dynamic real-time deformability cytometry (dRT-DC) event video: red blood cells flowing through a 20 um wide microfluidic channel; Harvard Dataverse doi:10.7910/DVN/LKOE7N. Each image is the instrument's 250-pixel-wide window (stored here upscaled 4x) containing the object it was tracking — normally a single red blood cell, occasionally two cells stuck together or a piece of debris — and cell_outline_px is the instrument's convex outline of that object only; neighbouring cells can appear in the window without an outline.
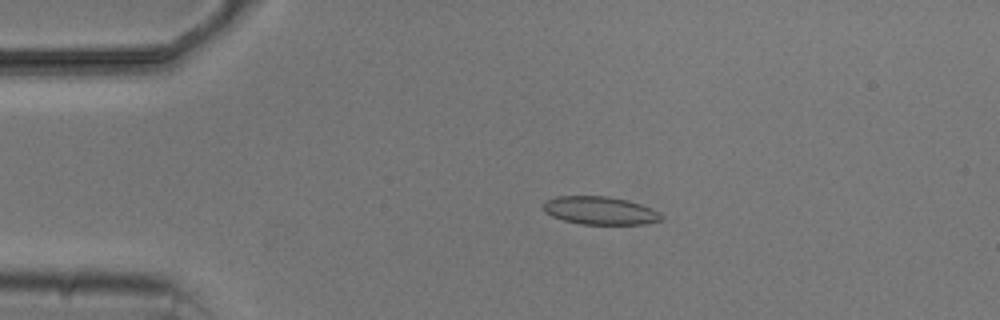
{"species": "common noctule bat (a hibernating species)", "species_latin": "Nyctalus noctula", "temperature_condition": "cold", "stored_images_in_passage": 5, "camera_frame_rate_fps": 3000, "um_per_image_px": 0.085, "animal": {"sex": "male", "body_mass_g": 20.5, "forearm_length_mm": 52.5}, "frame": {"image": 1, "passage_image": 3, "time_ms": 2.333, "image_size_px": [1000, 320], "cell_outline_px": [[664, 220], [644, 224], [580, 224], [564, 220], [552, 216], [544, 212], [544, 200], [556, 196], [608, 196], [628, 200], [652, 208], [660, 212], [664, 216]], "centroid_in_image_um": [51.03, 17.89], "position_along_channel_um": 34.0, "area_um2": 19.48}}